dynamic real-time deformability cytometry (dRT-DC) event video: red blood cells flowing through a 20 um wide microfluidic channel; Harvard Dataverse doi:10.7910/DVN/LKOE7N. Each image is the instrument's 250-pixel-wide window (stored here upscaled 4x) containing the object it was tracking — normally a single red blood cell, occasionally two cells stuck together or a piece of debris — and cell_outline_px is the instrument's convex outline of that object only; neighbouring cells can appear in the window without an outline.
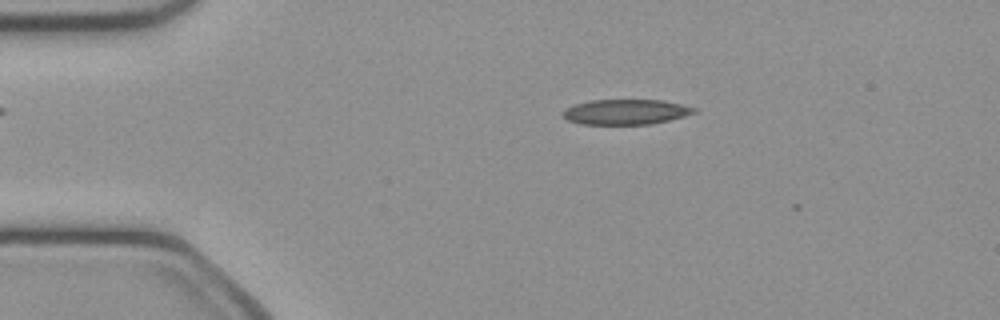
{"species": "common noctule bat (a hibernating species)", "species_latin": "Nyctalus noctula", "temperature_condition": "cold", "stored_images_in_passage": 9, "camera_frame_rate_fps": 3000, "um_per_image_px": 0.085, "animal": {"sex": "female", "body_mass_g": 21.9}, "frame": {"image": 1, "passage_image": 7, "time_ms": 2.0, "image_size_px": [1000, 320], "cell_outline_px": [[696, 112], [684, 116], [652, 124], [580, 124], [568, 120], [564, 116], [564, 108], [588, 100], [664, 100], [696, 108]], "centroid_in_image_um": [53.18, 9.51], "position_along_channel_um": 31.8, "area_um2": 19.13}}